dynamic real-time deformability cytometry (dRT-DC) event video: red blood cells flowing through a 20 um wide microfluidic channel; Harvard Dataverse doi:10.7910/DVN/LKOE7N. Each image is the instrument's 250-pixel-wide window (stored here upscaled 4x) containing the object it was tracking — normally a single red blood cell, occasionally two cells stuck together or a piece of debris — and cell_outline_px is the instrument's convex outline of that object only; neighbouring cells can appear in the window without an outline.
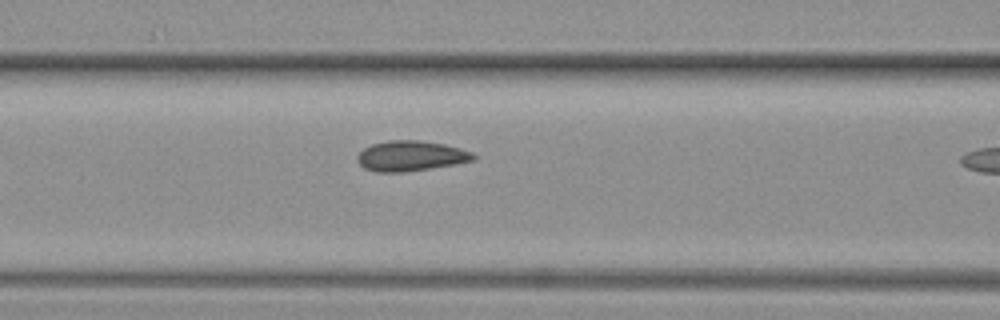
{"species": "common noctule bat (a hibernating species)", "species_latin": "Nyctalus noctula", "temperature_condition": "warm", "stored_images_in_passage": 9, "camera_frame_rate_fps": 3000, "um_per_image_px": 0.085, "animal": {"sex": "female", "body_mass_g": 19.3, "forearm_length_mm": 54.1}, "frame": {"image": 1, "passage_image": 9, "time_ms": 2.667, "image_size_px": [1000, 320], "cell_outline_px": [[476, 160], [456, 164], [404, 172], [376, 172], [364, 168], [356, 160], [356, 156], [364, 148], [372, 144], [388, 140], [420, 140], [444, 144], [460, 148], [472, 152], [476, 156]], "centroid_in_image_um": [34.92, 13.25], "position_along_channel_um": 131.7, "area_um2": 20.58}}